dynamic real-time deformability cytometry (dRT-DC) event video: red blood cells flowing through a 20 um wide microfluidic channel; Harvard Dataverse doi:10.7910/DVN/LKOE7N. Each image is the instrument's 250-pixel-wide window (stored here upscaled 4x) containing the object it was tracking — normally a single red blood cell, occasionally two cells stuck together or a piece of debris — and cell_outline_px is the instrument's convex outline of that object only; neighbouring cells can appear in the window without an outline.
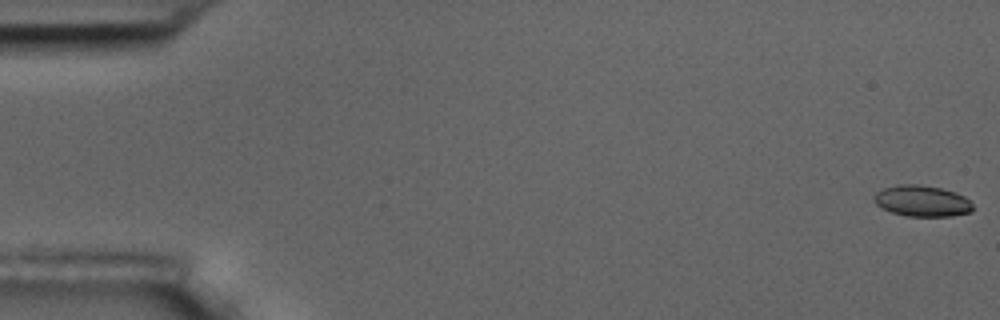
{"species": "common noctule bat (a hibernating species)", "species_latin": "Nyctalus noctula", "temperature_condition": "room temperature", "stored_images_in_passage": 7, "camera_frame_rate_fps": 3000, "um_per_image_px": 0.085, "animal": {"sex": "male", "body_mass_g": 17.5, "forearm_length_mm": 52.3}, "frame": {"image": 1, "passage_image": 1, "time_ms": 0.0, "image_size_px": [1000, 320], "cell_outline_px": [[972, 212], [952, 216], [908, 216], [892, 212], [876, 204], [872, 200], [876, 192], [884, 188], [896, 184], [916, 184], [940, 188], [956, 192], [964, 196], [972, 204]], "centroid_in_image_um": [78.37, 17.08], "position_along_channel_um": 6.6, "area_um2": 17.86}}
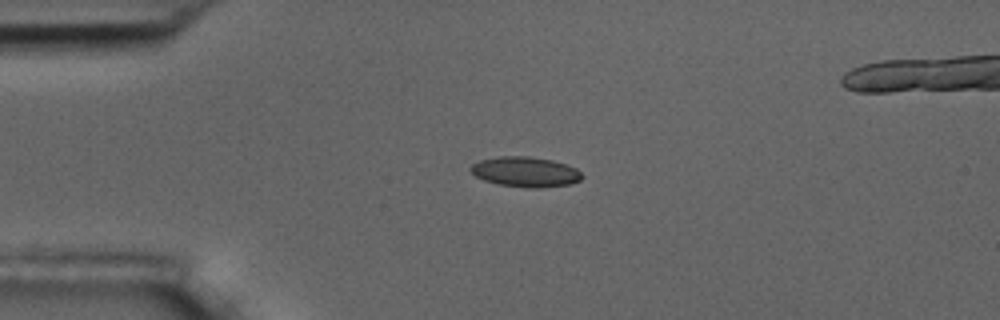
{"frame": {"image": 2, "passage_image": 5, "time_ms": 4.333, "image_size_px": [1000, 320], "cell_outline_px": [[584, 176], [580, 180], [568, 184], [540, 188], [524, 188], [496, 184], [484, 180], [476, 176], [468, 168], [472, 164], [480, 160], [496, 156], [528, 156], [552, 160], [576, 168]], "centroid_in_image_um": [44.63, 14.61], "position_along_channel_um": 40.4, "area_um2": 19.65}}